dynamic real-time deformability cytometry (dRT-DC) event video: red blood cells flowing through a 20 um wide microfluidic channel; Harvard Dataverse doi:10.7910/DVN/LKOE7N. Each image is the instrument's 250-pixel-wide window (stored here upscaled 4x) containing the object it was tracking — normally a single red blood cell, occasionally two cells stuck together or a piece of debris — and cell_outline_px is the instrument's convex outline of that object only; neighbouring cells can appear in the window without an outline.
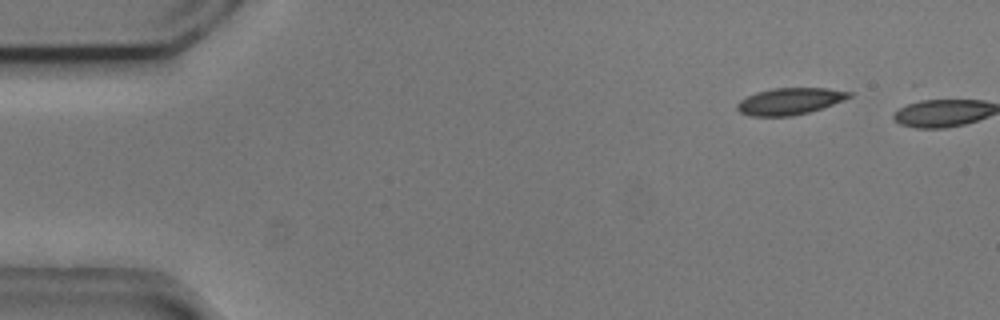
{"species": "common noctule bat (a hibernating species)", "species_latin": "Nyctalus noctula", "temperature_condition": "cold", "stored_images_in_passage": 3, "camera_frame_rate_fps": 3000, "um_per_image_px": 0.085, "animal": {"sex": "male", "body_mass_g": 20.5, "forearm_length_mm": 52.5}, "frame": {"image": 1, "passage_image": 1, "time_ms": 0.0, "image_size_px": [1000, 320], "cell_outline_px": [[852, 96], [832, 104], [808, 112], [792, 116], [752, 116], [740, 112], [736, 108], [736, 104], [740, 100], [756, 92], [772, 88], [828, 88], [852, 92]], "centroid_in_image_um": [67.1, 8.6], "position_along_channel_um": 17.9, "area_um2": 17.28}}